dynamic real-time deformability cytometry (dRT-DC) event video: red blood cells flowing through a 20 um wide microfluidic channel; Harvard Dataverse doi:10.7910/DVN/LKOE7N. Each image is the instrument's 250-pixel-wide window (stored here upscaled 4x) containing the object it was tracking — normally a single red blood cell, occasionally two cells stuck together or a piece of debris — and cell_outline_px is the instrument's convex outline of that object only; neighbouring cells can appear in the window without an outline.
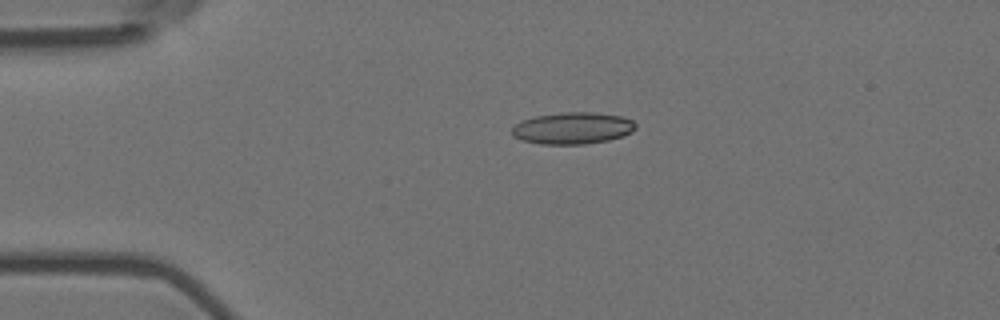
{"species": "Egyptian fruit bat (a non-hibernating species)", "species_latin": "Rousettus aegyptiacus", "temperature_condition": "room temperature", "stored_images_in_passage": 4, "camera_frame_rate_fps": 3000, "um_per_image_px": 0.085, "animal": {"sex": "female"}, "frame": {"image": 1, "passage_image": 3, "time_ms": 0.667, "image_size_px": [1000, 320], "cell_outline_px": [[636, 128], [632, 132], [624, 136], [608, 140], [584, 144], [540, 144], [520, 140], [512, 136], [512, 128], [520, 120], [536, 116], [560, 112], [592, 112], [620, 116], [632, 120], [636, 124]], "centroid_in_image_um": [48.65, 10.89], "position_along_channel_um": 36.3, "area_um2": 23.06}}